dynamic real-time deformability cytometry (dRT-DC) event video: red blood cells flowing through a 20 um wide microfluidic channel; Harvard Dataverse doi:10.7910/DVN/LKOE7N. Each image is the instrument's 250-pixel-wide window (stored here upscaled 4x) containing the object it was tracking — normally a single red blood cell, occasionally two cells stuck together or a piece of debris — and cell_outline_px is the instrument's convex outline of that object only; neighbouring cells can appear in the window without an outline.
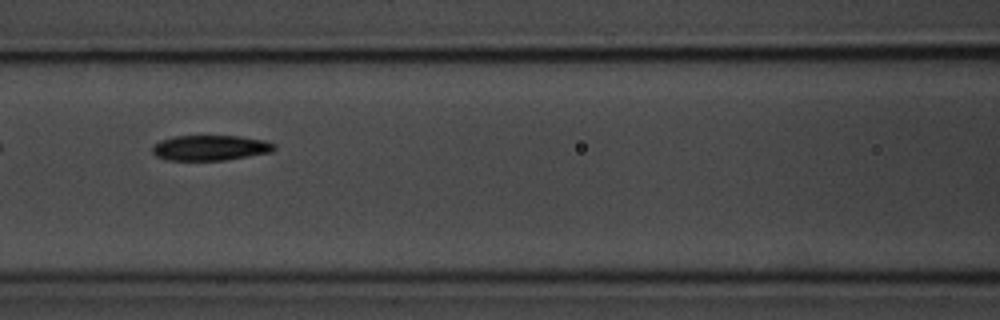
{"species": "common noctule bat (a hibernating species)", "species_latin": "Nyctalus noctula", "temperature_condition": "room temperature", "stored_images_in_passage": 22, "camera_frame_rate_fps": 3000, "um_per_image_px": 0.085, "animal": {"sex": "male", "body_mass_g": 20.1, "forearm_length_mm": 53.5}, "frame": {"image": 1, "passage_image": 7, "time_ms": 2.0, "image_size_px": [1000, 320], "cell_outline_px": [[276, 148], [272, 152], [224, 160], [168, 160], [156, 156], [152, 152], [152, 144], [160, 140], [172, 136], [240, 136], [264, 140], [276, 144]], "centroid_in_image_um": [17.86, 12.56], "position_along_channel_um": 148.7, "area_um2": 18.09}}
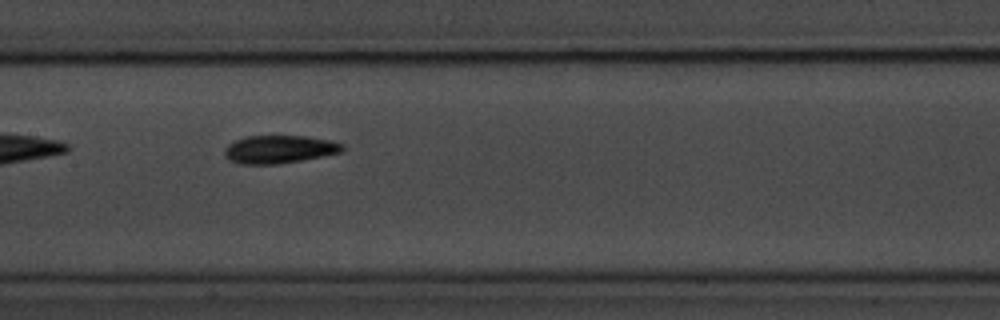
{"frame": {"image": 2, "passage_image": 10, "time_ms": 3.0, "image_size_px": [1000, 320], "cell_outline_px": [[344, 148], [340, 152], [324, 156], [280, 164], [236, 164], [228, 160], [224, 156], [224, 148], [228, 144], [236, 140], [248, 136], [308, 136], [328, 140], [344, 144]], "centroid_in_image_um": [23.7, 12.7], "position_along_channel_um": 183.7, "area_um2": 19.36}}